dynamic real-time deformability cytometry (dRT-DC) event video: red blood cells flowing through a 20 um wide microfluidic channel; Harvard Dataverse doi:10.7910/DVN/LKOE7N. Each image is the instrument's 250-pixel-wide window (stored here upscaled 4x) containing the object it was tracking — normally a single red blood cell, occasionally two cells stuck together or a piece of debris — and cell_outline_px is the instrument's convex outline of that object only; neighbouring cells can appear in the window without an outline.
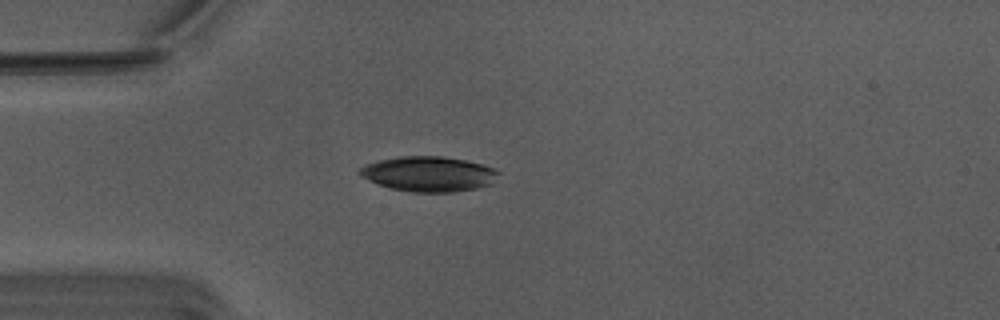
{"species": "Egyptian fruit bat (a non-hibernating species)", "species_latin": "Rousettus aegyptiacus", "temperature_condition": "warm", "stored_images_in_passage": 24, "camera_frame_rate_fps": 3000, "um_per_image_px": 0.085, "animal": {"sex": "male"}, "frame": {"image": 1, "passage_image": 1, "time_ms": 0.0, "image_size_px": [1000, 320], "cell_outline_px": [[500, 172], [492, 184], [476, 188], [452, 192], [412, 192], [392, 188], [380, 184], [360, 176], [360, 168], [364, 164], [380, 160], [400, 156], [444, 156], [484, 164], [496, 168]], "centroid_in_image_um": [36.49, 14.77], "position_along_channel_um": 48.5, "area_um2": 28.32}}
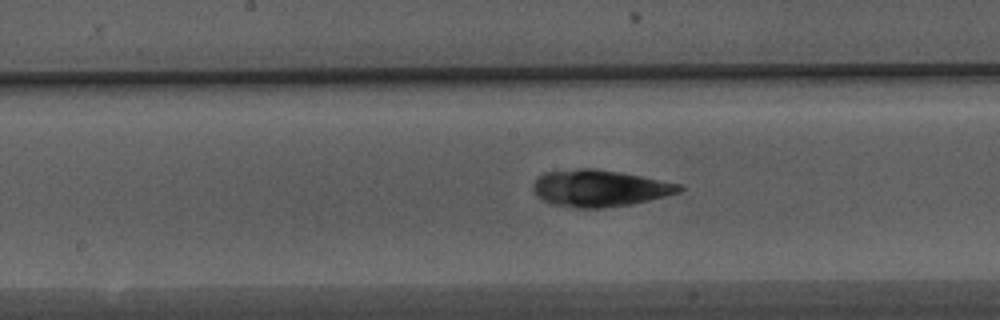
{"frame": {"image": 2, "passage_image": 14, "time_ms": 4.333, "image_size_px": [1000, 320], "cell_outline_px": [[684, 188], [680, 192], [632, 204], [600, 208], [580, 208], [552, 204], [536, 196], [532, 188], [532, 184], [536, 176], [544, 172], [580, 168], [592, 168], [620, 172], [680, 184]], "centroid_in_image_um": [50.9, 15.99], "position_along_channel_um": 197.3, "area_um2": 31.21}}
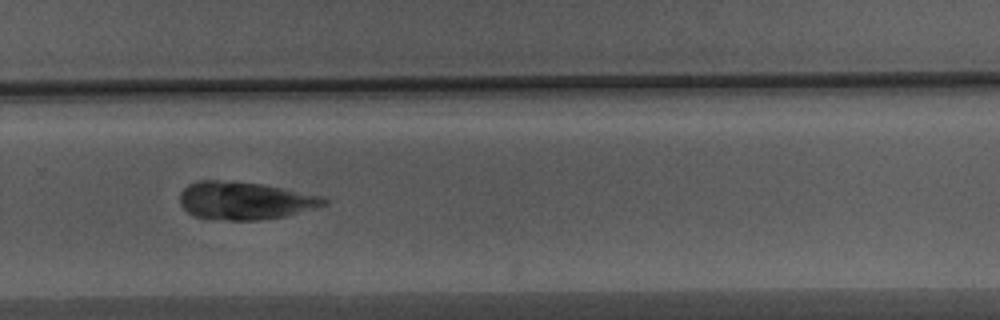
{"frame": {"image": 3, "passage_image": 23, "time_ms": 7.333, "image_size_px": [1000, 320], "cell_outline_px": [[328, 204], [284, 216], [256, 220], [228, 220], [192, 216], [180, 204], [180, 192], [188, 184], [200, 180], [216, 180], [264, 184], [324, 196], [328, 200]], "centroid_in_image_um": [20.81, 17.04], "position_along_channel_um": 309.0, "area_um2": 31.62}}